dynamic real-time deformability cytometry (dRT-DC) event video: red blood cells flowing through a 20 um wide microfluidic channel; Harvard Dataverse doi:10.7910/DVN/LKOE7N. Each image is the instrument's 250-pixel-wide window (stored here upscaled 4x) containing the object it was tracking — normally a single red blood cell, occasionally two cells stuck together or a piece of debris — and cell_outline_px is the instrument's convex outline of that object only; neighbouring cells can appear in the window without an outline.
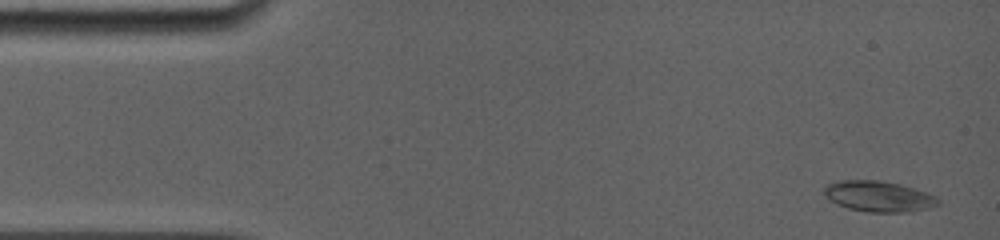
{"species": "common noctule bat (a hibernating species)", "species_latin": "Nyctalus noctula", "temperature_condition": "room temperature", "stored_images_in_passage": 21, "camera_frame_rate_fps": 5000, "um_per_image_px": 0.085, "animal": {"sex": "female", "body_mass_g": 19.0, "forearm_length_mm": 56.7}, "frame": {"image": 1, "passage_image": 2, "time_ms": 0.2, "image_size_px": [1000, 240], "cell_outline_px": [[940, 204], [928, 208], [912, 212], [868, 212], [848, 208], [836, 204], [828, 200], [824, 196], [824, 184], [836, 180], [880, 180], [900, 184], [936, 196], [940, 200]], "centroid_in_image_um": [74.63, 16.69], "position_along_channel_um": 10.4, "area_um2": 20.69}}
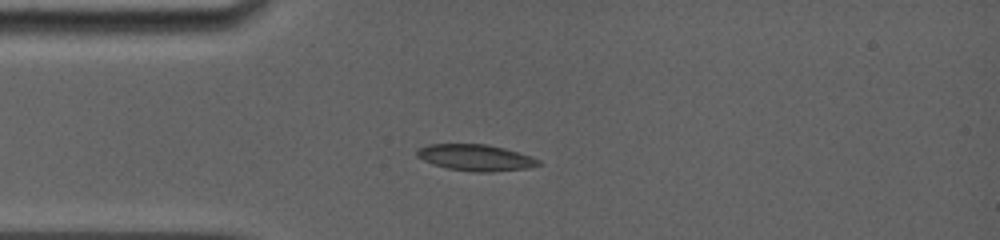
{"frame": {"image": 2, "passage_image": 16, "time_ms": 3.6, "image_size_px": [1000, 240], "cell_outline_px": [[544, 164], [528, 168], [492, 172], [472, 172], [448, 168], [432, 164], [416, 156], [416, 148], [428, 144], [488, 144], [504, 148], [532, 156], [540, 160]], "centroid_in_image_um": [40.44, 13.39], "position_along_channel_um": 44.6, "area_um2": 18.9}}